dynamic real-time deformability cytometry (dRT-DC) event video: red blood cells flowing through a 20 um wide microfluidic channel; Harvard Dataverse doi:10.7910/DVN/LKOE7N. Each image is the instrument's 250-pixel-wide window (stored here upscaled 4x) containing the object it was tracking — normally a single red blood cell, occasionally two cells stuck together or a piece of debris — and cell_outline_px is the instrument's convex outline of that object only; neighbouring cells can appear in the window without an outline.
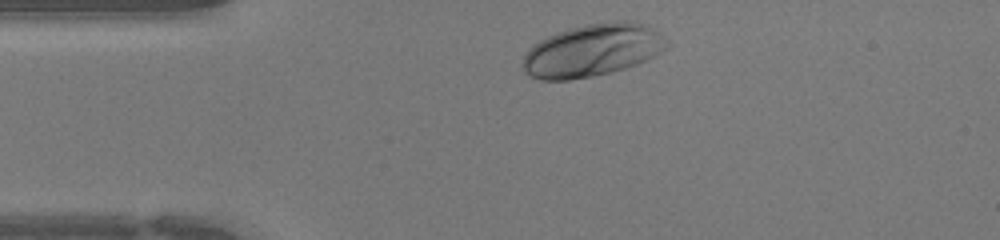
{"species": "human", "species_latin": "Homo sapiens", "temperature_condition": "warm", "stored_images_in_passage": 29, "camera_frame_rate_fps": 3000, "um_per_image_px": 0.085, "donor": {"sex": "female"}, "frame": {"image": 1, "passage_image": 2, "time_ms": 0.333, "image_size_px": [1000, 240], "cell_outline_px": [[672, 44], [660, 52], [636, 64], [612, 72], [592, 76], [568, 80], [540, 80], [528, 76], [524, 72], [520, 64], [524, 56], [540, 40], [548, 36], [568, 28], [584, 24], [612, 20], [632, 20], [644, 24], [660, 32]], "centroid_in_image_um": [50.37, 4.26], "position_along_channel_um": 34.6, "area_um2": 44.39}}
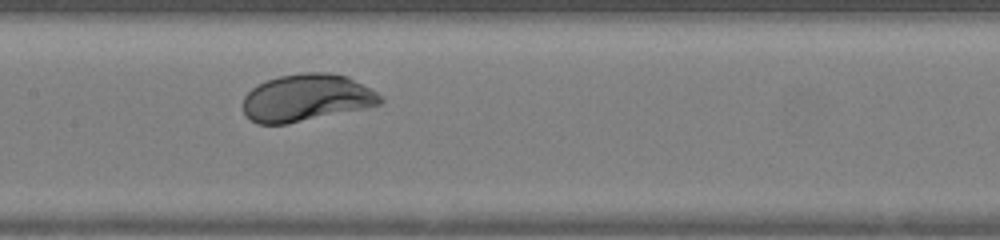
{"frame": {"image": 2, "passage_image": 14, "time_ms": 4.333, "image_size_px": [1000, 240], "cell_outline_px": [[384, 100], [380, 104], [364, 108], [288, 124], [256, 124], [244, 112], [244, 96], [252, 88], [268, 80], [280, 76], [304, 72], [328, 72], [348, 76], [376, 92]], "centroid_in_image_um": [26.06, 8.31], "position_along_channel_um": 181.3, "area_um2": 37.45}}
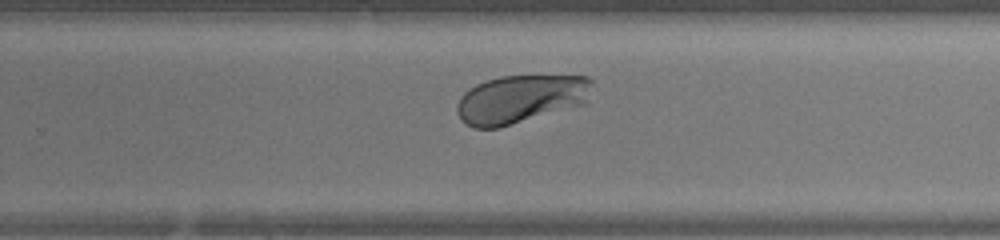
{"frame": {"image": 3, "passage_image": 21, "time_ms": 6.667, "image_size_px": [1000, 240], "cell_outline_px": [[592, 84], [588, 104], [500, 128], [472, 128], [464, 124], [460, 120], [456, 112], [456, 104], [460, 96], [468, 88], [484, 80], [500, 76], [588, 76], [592, 80]], "centroid_in_image_um": [44.24, 8.44], "position_along_channel_um": 285.6, "area_um2": 39.02}}